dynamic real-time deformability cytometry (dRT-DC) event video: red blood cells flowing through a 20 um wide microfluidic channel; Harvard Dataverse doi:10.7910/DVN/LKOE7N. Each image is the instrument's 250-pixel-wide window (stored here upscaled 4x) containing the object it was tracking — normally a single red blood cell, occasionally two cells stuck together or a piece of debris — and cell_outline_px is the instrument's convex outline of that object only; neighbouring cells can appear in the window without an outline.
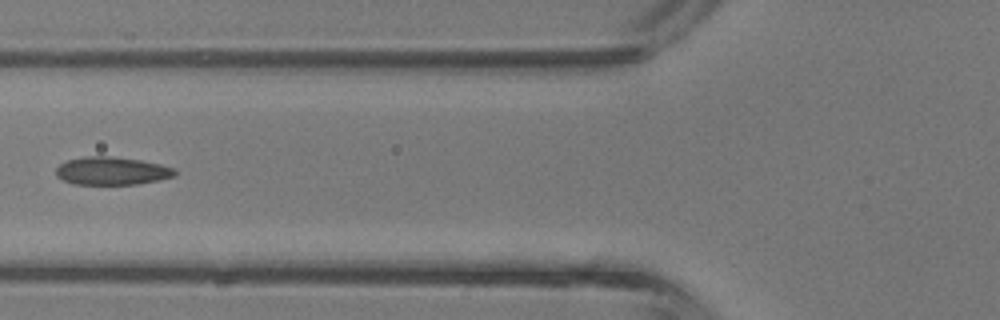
{"species": "common noctule bat (a hibernating species)", "species_latin": "Nyctalus noctula", "temperature_condition": "room temperature", "stored_images_in_passage": 25, "camera_frame_rate_fps": 3000, "um_per_image_px": 0.085, "animal": {"sex": "male", "body_mass_g": 13.3}, "frame": {"image": 1, "passage_image": 15, "time_ms": 4.667, "image_size_px": [1000, 320], "cell_outline_px": [[176, 176], [160, 180], [136, 184], [72, 184], [56, 176], [56, 168], [60, 164], [68, 160], [84, 156], [112, 156], [140, 160], [160, 164], [176, 168]], "centroid_in_image_um": [9.53, 14.52], "position_along_channel_um": 116.3, "area_um2": 19.48}}